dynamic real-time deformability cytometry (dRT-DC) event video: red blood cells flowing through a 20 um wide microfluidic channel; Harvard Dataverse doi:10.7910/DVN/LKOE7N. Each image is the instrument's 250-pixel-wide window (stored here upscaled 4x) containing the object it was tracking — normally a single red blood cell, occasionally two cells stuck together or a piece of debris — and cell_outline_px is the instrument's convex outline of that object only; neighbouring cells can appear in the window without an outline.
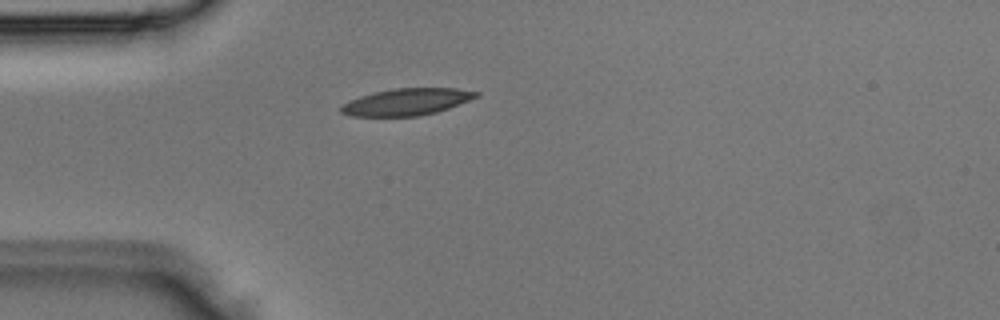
{"species": "Egyptian fruit bat (a non-hibernating species)", "species_latin": "Rousettus aegyptiacus", "temperature_condition": "room temperature", "stored_images_in_passage": 1, "camera_frame_rate_fps": 3000, "um_per_image_px": 0.085, "animal": {"sex": "male"}, "frame": {"image": 1, "passage_image": 1, "time_ms": 0.0, "image_size_px": [1000, 320], "cell_outline_px": [[480, 96], [448, 108], [436, 112], [420, 116], [352, 116], [340, 112], [340, 108], [344, 104], [360, 96], [376, 92], [396, 88], [456, 88], [480, 92]], "centroid_in_image_um": [34.61, 8.66], "position_along_channel_um": 50.4, "area_um2": 20.92}}